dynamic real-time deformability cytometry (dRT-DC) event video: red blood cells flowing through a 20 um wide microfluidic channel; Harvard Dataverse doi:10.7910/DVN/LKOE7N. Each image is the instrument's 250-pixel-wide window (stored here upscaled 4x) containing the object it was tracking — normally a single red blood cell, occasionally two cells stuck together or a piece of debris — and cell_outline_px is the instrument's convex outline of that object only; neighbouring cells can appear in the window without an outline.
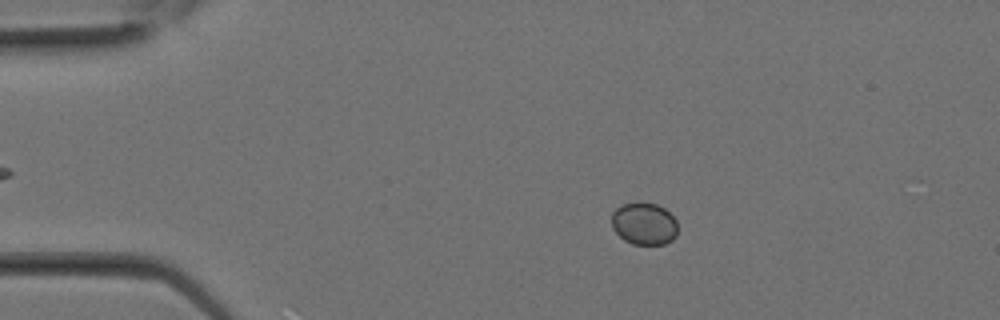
{"species": "Egyptian fruit bat (a non-hibernating species)", "species_latin": "Rousettus aegyptiacus", "temperature_condition": "room temperature", "stored_images_in_passage": 26, "camera_frame_rate_fps": 3000, "um_per_image_px": 0.085, "animal": {"sex": "female"}, "frame": {"image": 1, "passage_image": 5, "time_ms": 1.333, "image_size_px": [1000, 320], "cell_outline_px": [[676, 236], [672, 240], [664, 244], [632, 244], [624, 240], [612, 228], [612, 212], [616, 208], [624, 204], [636, 200], [640, 200], [656, 204], [664, 208], [676, 220]], "centroid_in_image_um": [54.73, 18.98], "position_along_channel_um": 30.3, "area_um2": 16.47}}
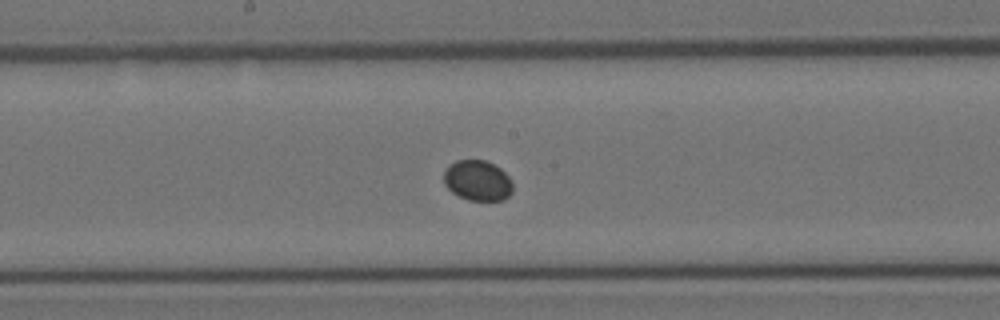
{"frame": {"image": 2, "passage_image": 14, "time_ms": 4.333, "image_size_px": [1000, 320], "cell_outline_px": [[512, 192], [504, 200], [468, 200], [452, 192], [444, 184], [444, 172], [448, 164], [456, 160], [484, 160], [500, 168], [508, 176], [512, 184]], "centroid_in_image_um": [40.57, 15.34], "position_along_channel_um": 207.6, "area_um2": 16.18}}
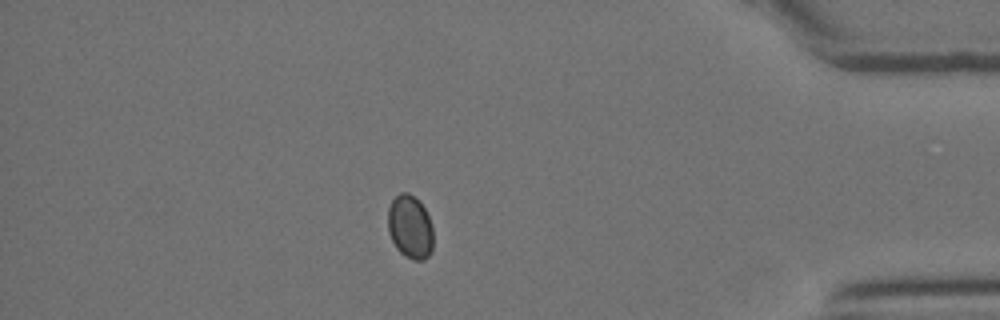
{"frame": {"image": 3, "passage_image": 23, "time_ms": 7.333, "image_size_px": [1000, 320], "cell_outline_px": [[432, 248], [428, 256], [424, 260], [412, 260], [404, 256], [396, 248], [388, 232], [388, 208], [392, 200], [400, 192], [408, 192], [424, 208], [432, 224]], "centroid_in_image_um": [34.84, 19.31], "position_along_channel_um": 400.4, "area_um2": 16.7}}